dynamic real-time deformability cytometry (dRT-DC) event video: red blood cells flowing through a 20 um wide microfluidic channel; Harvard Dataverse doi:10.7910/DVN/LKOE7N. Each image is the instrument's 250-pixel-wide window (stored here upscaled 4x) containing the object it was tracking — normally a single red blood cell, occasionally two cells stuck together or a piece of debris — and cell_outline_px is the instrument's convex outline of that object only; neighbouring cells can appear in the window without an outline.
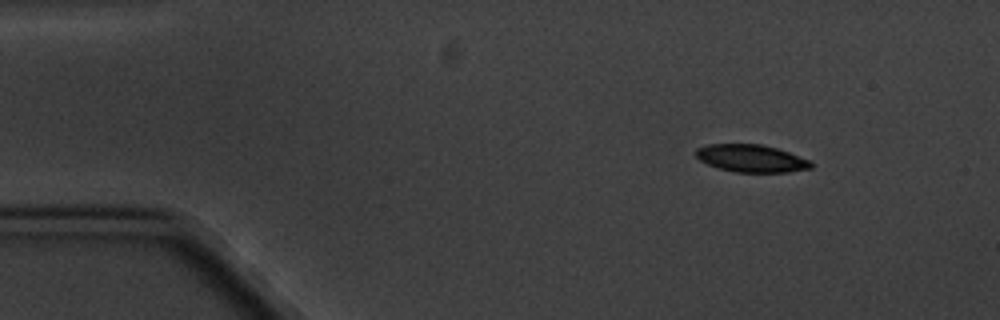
{"species": "common noctule bat (a hibernating species)", "species_latin": "Nyctalus noctula", "temperature_condition": "cold", "stored_images_in_passage": 5, "camera_frame_rate_fps": 3000, "um_per_image_px": 0.085, "animal": {"sex": "male", "body_mass_g": 20.1, "forearm_length_mm": 53.5}, "frame": {"image": 1, "passage_image": 2, "time_ms": 1.0, "image_size_px": [1000, 320], "cell_outline_px": [[812, 168], [788, 172], [736, 172], [720, 168], [708, 164], [700, 160], [696, 156], [696, 148], [708, 144], [760, 144], [776, 148], [812, 160]], "centroid_in_image_um": [63.88, 13.46], "position_along_channel_um": 21.1, "area_um2": 18.38}}